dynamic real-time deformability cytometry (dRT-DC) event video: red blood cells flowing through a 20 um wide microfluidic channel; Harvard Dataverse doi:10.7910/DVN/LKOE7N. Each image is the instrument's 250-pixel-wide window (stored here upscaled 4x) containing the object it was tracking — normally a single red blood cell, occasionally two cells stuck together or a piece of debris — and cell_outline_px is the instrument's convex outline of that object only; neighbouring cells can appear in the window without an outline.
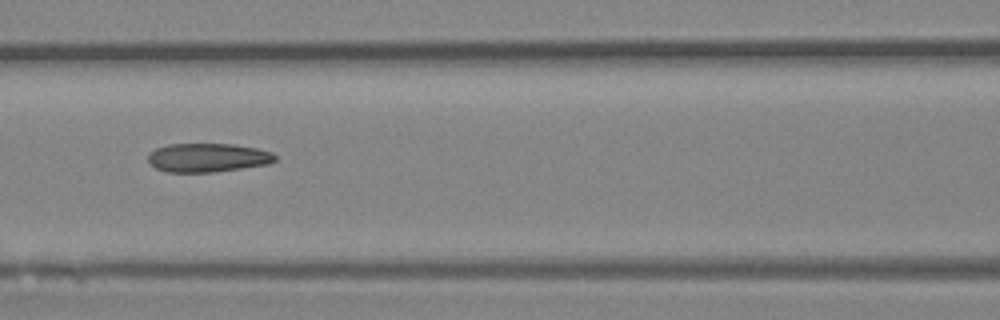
{"species": "Egyptian fruit bat (a non-hibernating species)", "species_latin": "Rousettus aegyptiacus", "temperature_condition": "room temperature", "stored_images_in_passage": 3, "camera_frame_rate_fps": 3000, "um_per_image_px": 0.085, "animal": {"sex": "female"}, "frame": {"image": 1, "passage_image": 3, "time_ms": 0.667, "image_size_px": [1000, 320], "cell_outline_px": [[276, 160], [268, 164], [212, 172], [168, 172], [156, 168], [148, 164], [148, 152], [156, 148], [168, 144], [232, 144], [256, 148], [272, 152], [276, 156]], "centroid_in_image_um": [17.61, 13.39], "position_along_channel_um": 149.0, "area_um2": 21.33}}